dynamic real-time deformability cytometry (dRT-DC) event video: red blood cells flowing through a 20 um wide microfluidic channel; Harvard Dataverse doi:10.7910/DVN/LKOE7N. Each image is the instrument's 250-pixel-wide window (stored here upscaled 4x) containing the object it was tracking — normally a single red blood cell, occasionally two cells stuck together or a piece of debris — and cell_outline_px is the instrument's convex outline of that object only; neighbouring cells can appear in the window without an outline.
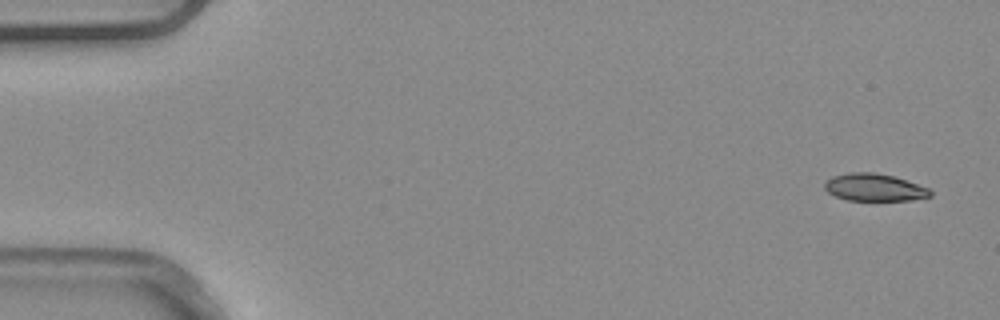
{"species": "common noctule bat (a hibernating species)", "species_latin": "Nyctalus noctula", "temperature_condition": "warm", "stored_images_in_passage": 5, "camera_frame_rate_fps": 3000, "um_per_image_px": 0.085, "animal": {"sex": "male", "body_mass_g": 20.4}, "frame": {"image": 1, "passage_image": 1, "time_ms": 0.0, "image_size_px": [1000, 320], "cell_outline_px": [[932, 196], [912, 200], [848, 200], [836, 196], [828, 192], [824, 188], [824, 184], [832, 176], [852, 172], [872, 172], [892, 176], [928, 188], [932, 192]], "centroid_in_image_um": [74.31, 15.93], "position_along_channel_um": 10.7, "area_um2": 16.59}}
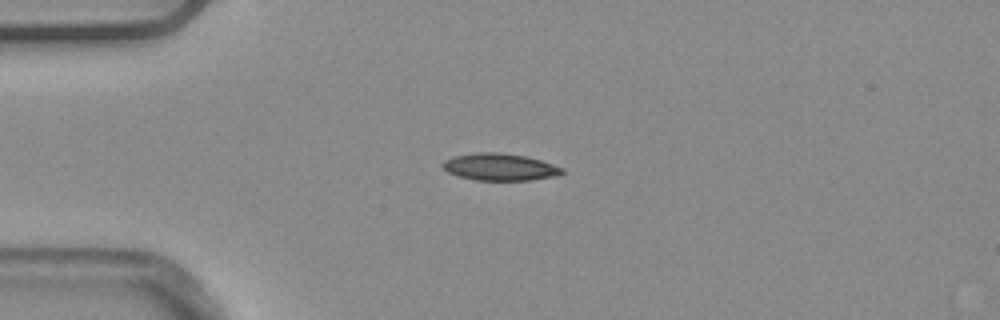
{"frame": {"image": 2, "passage_image": 4, "time_ms": 1.0, "image_size_px": [1000, 320], "cell_outline_px": [[564, 172], [556, 176], [528, 180], [476, 180], [460, 176], [448, 172], [440, 164], [444, 160], [452, 156], [476, 152], [500, 152], [524, 156], [540, 160], [564, 168]], "centroid_in_image_um": [42.46, 14.18], "position_along_channel_um": 42.5, "area_um2": 18.79}}